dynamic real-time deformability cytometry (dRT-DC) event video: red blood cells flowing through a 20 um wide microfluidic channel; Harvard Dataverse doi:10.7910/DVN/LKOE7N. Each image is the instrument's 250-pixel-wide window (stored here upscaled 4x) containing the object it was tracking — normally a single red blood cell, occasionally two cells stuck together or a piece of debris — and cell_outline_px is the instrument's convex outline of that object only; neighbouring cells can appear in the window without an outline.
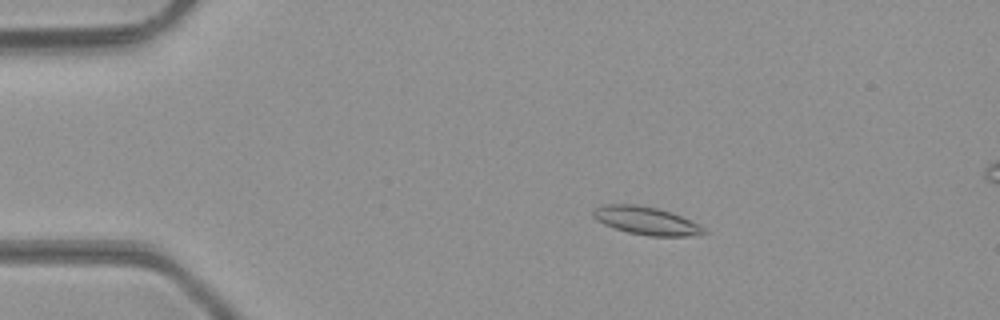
{"species": "common noctule bat (a hibernating species)", "species_latin": "Nyctalus noctula", "temperature_condition": "room temperature", "stored_images_in_passage": 49, "camera_frame_rate_fps": 3000, "um_per_image_px": 0.085, "animal": {"sex": "male", "body_mass_g": 23.1, "forearm_length_mm": 52.7}, "frame": {"image": 1, "passage_image": 10, "time_ms": 3.0, "image_size_px": [1000, 320], "cell_outline_px": [[708, 232], [688, 236], [648, 236], [628, 232], [604, 224], [596, 220], [592, 216], [592, 212], [596, 208], [604, 204], [636, 204], [656, 208], [680, 216], [704, 228]], "centroid_in_image_um": [54.87, 18.76], "position_along_channel_um": 30.1, "area_um2": 17.69}}
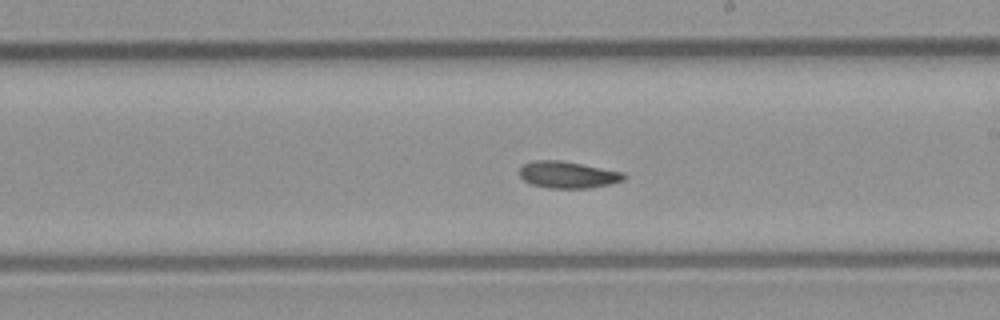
{"frame": {"image": 2, "passage_image": 29, "time_ms": 9.333, "image_size_px": [1000, 320], "cell_outline_px": [[624, 180], [608, 184], [588, 188], [548, 188], [532, 184], [524, 180], [520, 176], [520, 168], [524, 164], [536, 160], [560, 160], [624, 172]], "centroid_in_image_um": [48.25, 14.85], "position_along_channel_um": 240.8, "area_um2": 16.07}}
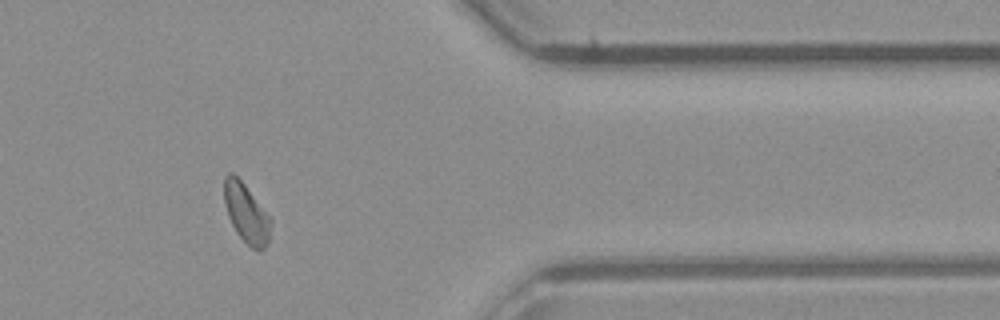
{"frame": {"image": 3, "passage_image": 41, "time_ms": 13.333, "image_size_px": [1000, 320], "cell_outline_px": [[272, 224], [268, 244], [260, 252], [252, 248], [236, 232], [228, 216], [224, 204], [224, 176], [228, 172], [232, 172], [244, 184], [272, 216]], "centroid_in_image_um": [20.97, 18.13], "position_along_channel_um": 390.4, "area_um2": 16.42}, "authors_computed_cell_mechanics": {"area_um2": 16.6464, "velocity_mm_per_s": 4.2724, "shape_relaxation_time_tau1_ms": 9.4172, "shape_relaxation_time_tau2_ms": null, "deformation_change_tau1": 0.1637, "deformation_change_tau2": null}}